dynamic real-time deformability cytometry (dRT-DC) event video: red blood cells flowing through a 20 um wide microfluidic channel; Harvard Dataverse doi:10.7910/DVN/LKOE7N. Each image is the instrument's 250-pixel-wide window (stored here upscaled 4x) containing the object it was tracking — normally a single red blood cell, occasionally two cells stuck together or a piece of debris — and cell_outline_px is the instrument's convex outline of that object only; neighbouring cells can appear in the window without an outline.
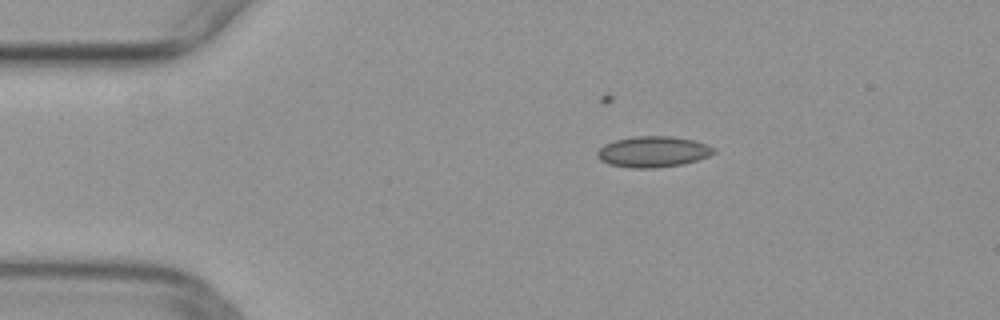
{"species": "common noctule bat (a hibernating species)", "species_latin": "Nyctalus noctula", "temperature_condition": "warm", "stored_images_in_passage": 41, "camera_frame_rate_fps": 3000, "um_per_image_px": 0.085, "animal": {"sex": "female", "body_mass_g": 29.2, "forearm_length_mm": 56.3}, "frame": {"image": 1, "passage_image": 1, "time_ms": 0.0, "image_size_px": [1000, 320], "cell_outline_px": [[716, 152], [708, 156], [696, 160], [680, 164], [652, 168], [628, 168], [608, 164], [600, 160], [596, 156], [596, 152], [604, 144], [616, 140], [636, 136], [672, 136], [696, 140], [716, 148]], "centroid_in_image_um": [55.5, 12.89], "position_along_channel_um": 29.5, "area_um2": 21.04}}
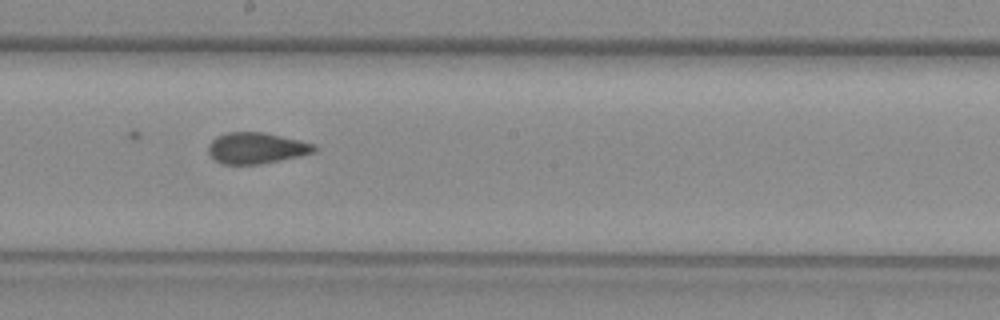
{"frame": {"image": 2, "passage_image": 19, "time_ms": 6.0, "image_size_px": [1000, 320], "cell_outline_px": [[320, 148], [316, 152], [300, 156], [260, 164], [220, 164], [208, 152], [208, 144], [216, 136], [228, 132], [264, 132], [300, 140], [316, 144]], "centroid_in_image_um": [21.83, 12.58], "position_along_channel_um": 226.4, "area_um2": 19.42}}
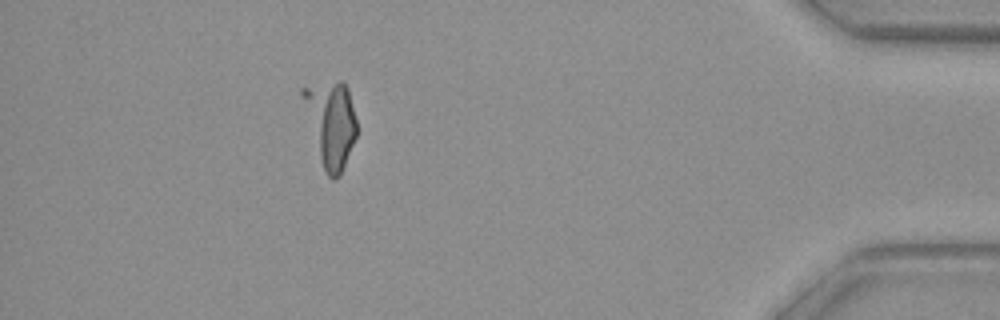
{"frame": {"image": 3, "passage_image": 36, "time_ms": 11.667, "image_size_px": [1000, 320], "cell_outline_px": [[356, 136], [340, 176], [332, 180], [324, 172], [300, 92], [300, 88], [340, 80], [348, 88], [356, 120]], "centroid_in_image_um": [28.13, 10.5], "position_along_channel_um": 407.1, "area_um2": 26.24}}